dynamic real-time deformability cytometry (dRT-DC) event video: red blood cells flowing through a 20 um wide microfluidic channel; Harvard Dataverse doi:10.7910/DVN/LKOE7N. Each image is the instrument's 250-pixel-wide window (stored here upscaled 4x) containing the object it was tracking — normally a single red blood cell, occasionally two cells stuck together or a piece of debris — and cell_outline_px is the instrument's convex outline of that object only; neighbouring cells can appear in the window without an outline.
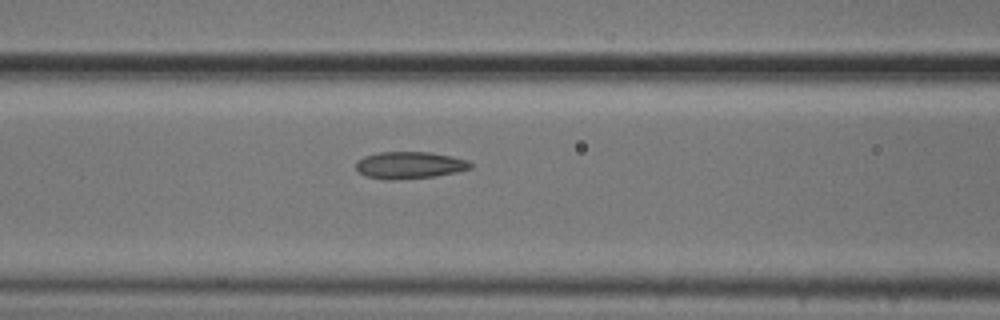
{"species": "common noctule bat (a hibernating species)", "species_latin": "Nyctalus noctula", "temperature_condition": "cold", "stored_images_in_passage": 17, "camera_frame_rate_fps": 3000, "um_per_image_px": 0.085, "animal": {"sex": "male", "body_mass_g": 20.5, "forearm_length_mm": 52.5}, "frame": {"image": 1, "passage_image": 12, "time_ms": 3.667, "image_size_px": [1000, 320], "cell_outline_px": [[472, 168], [456, 172], [432, 176], [392, 180], [388, 180], [368, 176], [360, 172], [356, 168], [356, 160], [364, 156], [380, 152], [428, 152], [452, 156], [468, 160], [472, 164]], "centroid_in_image_um": [34.82, 14.03], "position_along_channel_um": 131.8, "area_um2": 17.86}}
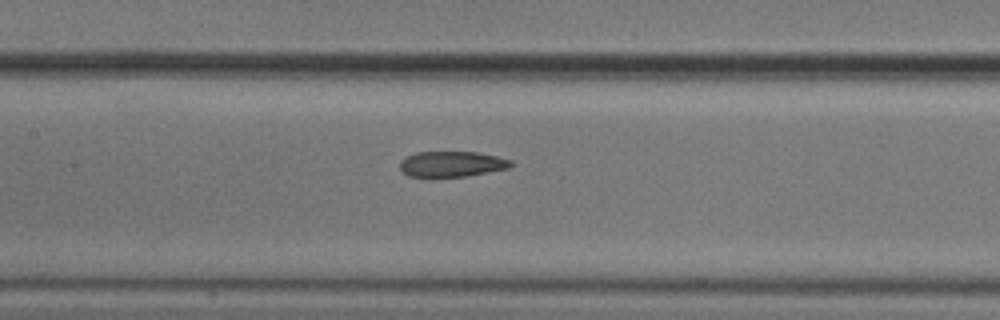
{"frame": {"image": 2, "passage_image": 15, "time_ms": 4.667, "image_size_px": [1000, 320], "cell_outline_px": [[512, 164], [508, 168], [468, 176], [428, 180], [408, 176], [400, 172], [400, 160], [416, 152], [476, 152], [496, 156], [512, 160]], "centroid_in_image_um": [38.3, 13.99], "position_along_channel_um": 169.1, "area_um2": 17.28}}